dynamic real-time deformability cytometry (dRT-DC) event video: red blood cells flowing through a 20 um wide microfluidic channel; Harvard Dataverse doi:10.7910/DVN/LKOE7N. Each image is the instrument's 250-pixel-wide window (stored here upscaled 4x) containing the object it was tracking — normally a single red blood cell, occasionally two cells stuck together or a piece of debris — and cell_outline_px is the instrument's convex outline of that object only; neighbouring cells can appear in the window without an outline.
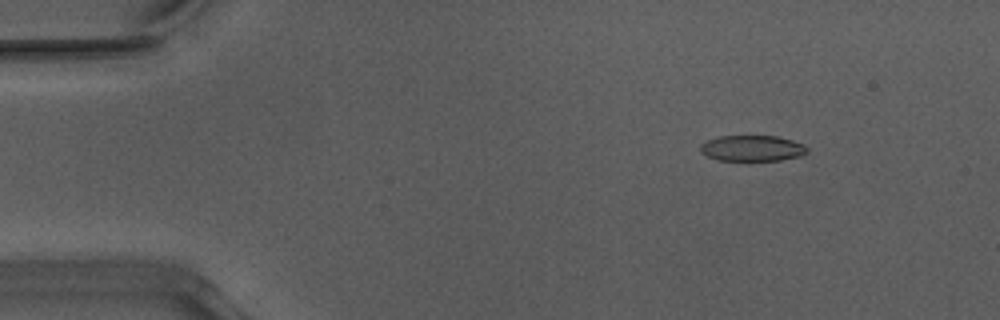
{"species": "Egyptian fruit bat (a non-hibernating species)", "species_latin": "Rousettus aegyptiacus", "temperature_condition": "warm", "stored_images_in_passage": 46, "camera_frame_rate_fps": 3000, "um_per_image_px": 0.085, "animal": {"sex": "male"}, "frame": {"image": 1, "passage_image": 1, "time_ms": 0.0, "image_size_px": [1000, 320], "cell_outline_px": [[808, 152], [800, 156], [780, 160], [716, 160], [700, 152], [700, 144], [716, 136], [780, 136], [804, 144], [808, 148]], "centroid_in_image_um": [63.94, 12.59], "position_along_channel_um": 21.1, "area_um2": 16.18}}
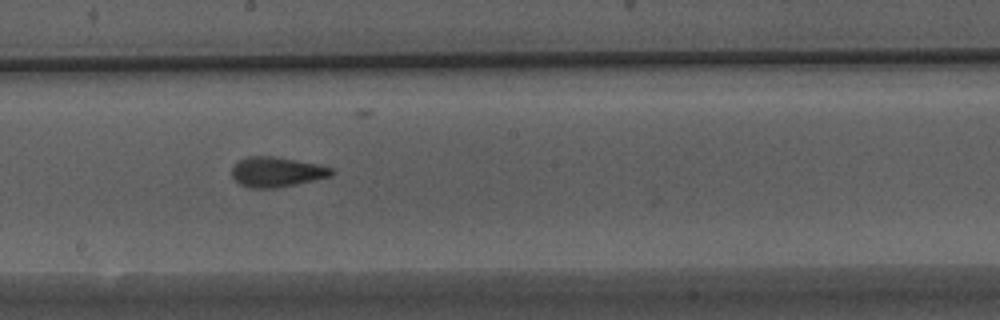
{"frame": {"image": 2, "passage_image": 23, "time_ms": 7.333, "image_size_px": [1000, 320], "cell_outline_px": [[336, 172], [332, 176], [276, 188], [248, 188], [240, 184], [232, 176], [232, 168], [240, 160], [248, 156], [272, 156], [320, 164], [332, 168]], "centroid_in_image_um": [23.55, 14.61], "position_along_channel_um": 224.7, "area_um2": 17.4}}
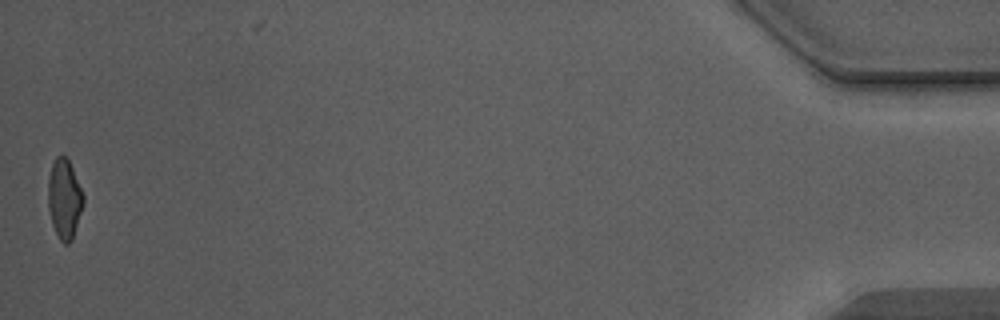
{"frame": {"image": 3, "passage_image": 46, "time_ms": 15.0, "image_size_px": [1000, 320], "cell_outline_px": [[84, 204], [72, 240], [68, 244], [64, 244], [60, 240], [52, 224], [48, 208], [48, 180], [52, 164], [56, 156], [64, 156], [68, 160], [72, 168], [84, 196]], "centroid_in_image_um": [5.47, 16.93], "position_along_channel_um": 429.7, "area_um2": 16.24}, "authors_computed_cell_mechanics": {"area_um2": 16.9932, "velocity_mm_per_s": 3.9822, "shape_relaxation_time_tau1_ms": 10.3197, "shape_relaxation_time_tau2_ms": 1.3278, "deformation_change_tau1": 0.2585, "deformation_change_tau2": 0.0886}}